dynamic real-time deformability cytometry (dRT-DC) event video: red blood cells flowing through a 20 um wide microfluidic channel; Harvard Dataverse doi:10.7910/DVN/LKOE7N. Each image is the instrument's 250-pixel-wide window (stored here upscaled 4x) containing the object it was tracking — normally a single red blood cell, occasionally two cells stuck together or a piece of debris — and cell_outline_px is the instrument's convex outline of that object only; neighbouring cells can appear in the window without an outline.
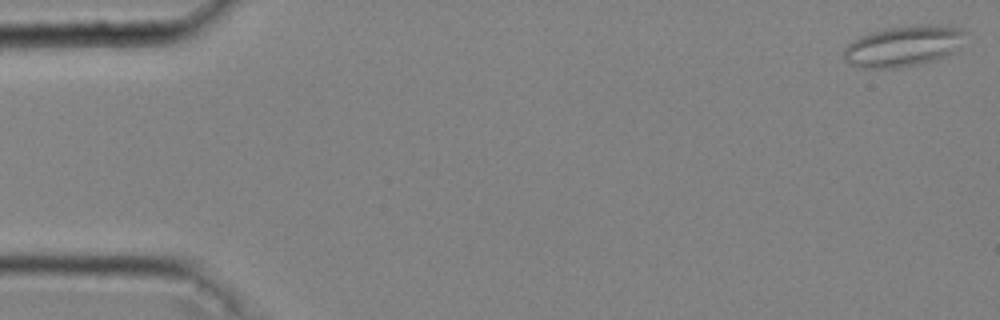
{"species": "common noctule bat (a hibernating species)", "species_latin": "Nyctalus noctula", "temperature_condition": "cold", "stored_images_in_passage": 43, "camera_frame_rate_fps": 3000, "um_per_image_px": 0.085, "animal": {"sex": "male", "body_mass_g": 20.4}, "frame": {"image": 1, "passage_image": 1, "time_ms": 0.0, "image_size_px": [1000, 320], "cell_outline_px": [[968, 32], [956, 52], [948, 56], [936, 60], [896, 68], [856, 68], [848, 64], [844, 60], [844, 48], [852, 40], [860, 36], [884, 28], [920, 24], [940, 24], [960, 28]], "centroid_in_image_um": [76.81, 3.91], "position_along_channel_um": 8.2, "area_um2": 29.54}}
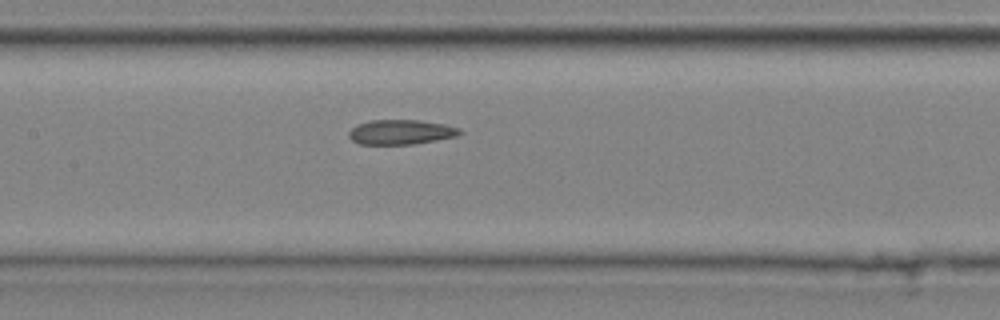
{"frame": {"image": 2, "passage_image": 23, "time_ms": 7.333, "image_size_px": [1000, 320], "cell_outline_px": [[464, 132], [456, 136], [436, 140], [412, 144], [360, 144], [352, 140], [348, 136], [348, 132], [352, 128], [368, 120], [420, 120], [444, 124], [460, 128]], "centroid_in_image_um": [34.09, 11.22], "position_along_channel_um": 173.3, "area_um2": 15.95}}
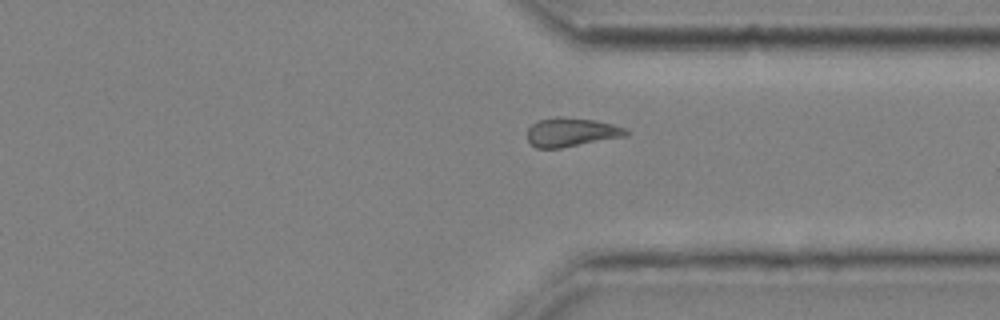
{"frame": {"image": 3, "passage_image": 37, "time_ms": 12.0, "image_size_px": [1000, 320], "cell_outline_px": [[628, 136], [560, 148], [536, 148], [528, 140], [528, 128], [532, 124], [540, 120], [556, 116], [560, 116], [592, 120], [612, 124], [624, 128], [628, 132]], "centroid_in_image_um": [48.56, 11.24], "position_along_channel_um": 362.8, "area_um2": 16.47}, "authors_computed_cell_mechanics": {"area_um2": 17.2244, "velocity_mm_per_s": 4.0461, "shape_relaxation_time_tau1_ms": null, "shape_relaxation_time_tau2_ms": 2.8611, "deformation_change_tau1": null, "deformation_change_tau2": 0.094}}